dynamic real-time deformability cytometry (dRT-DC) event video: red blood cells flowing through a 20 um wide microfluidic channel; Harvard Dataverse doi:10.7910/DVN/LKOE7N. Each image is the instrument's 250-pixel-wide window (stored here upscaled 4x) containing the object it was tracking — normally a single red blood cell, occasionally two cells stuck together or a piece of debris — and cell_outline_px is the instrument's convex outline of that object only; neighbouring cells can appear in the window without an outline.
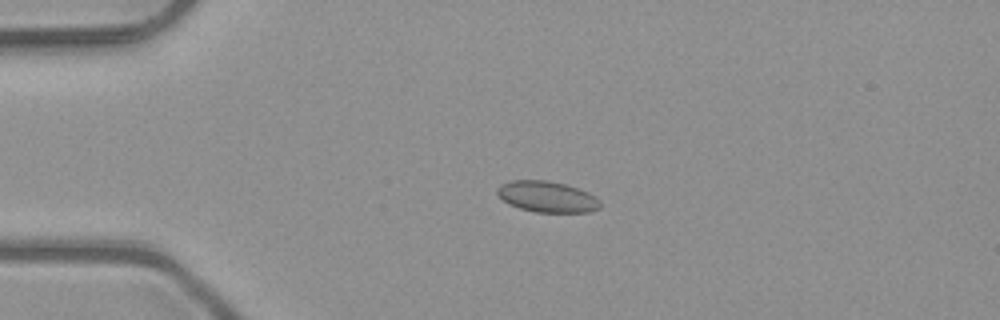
{"species": "common noctule bat (a hibernating species)", "species_latin": "Nyctalus noctula", "temperature_condition": "room temperature", "stored_images_in_passage": 3, "camera_frame_rate_fps": 3000, "um_per_image_px": 0.085, "animal": {"sex": "male", "body_mass_g": 23.1, "forearm_length_mm": 52.7}, "frame": {"image": 1, "passage_image": 2, "time_ms": 0.333, "image_size_px": [1000, 320], "cell_outline_px": [[600, 208], [588, 212], [536, 212], [520, 208], [508, 204], [496, 192], [496, 188], [500, 184], [512, 180], [548, 180], [564, 184], [588, 192], [596, 196], [600, 200]], "centroid_in_image_um": [46.5, 16.72], "position_along_channel_um": 38.5, "area_um2": 18.61}}